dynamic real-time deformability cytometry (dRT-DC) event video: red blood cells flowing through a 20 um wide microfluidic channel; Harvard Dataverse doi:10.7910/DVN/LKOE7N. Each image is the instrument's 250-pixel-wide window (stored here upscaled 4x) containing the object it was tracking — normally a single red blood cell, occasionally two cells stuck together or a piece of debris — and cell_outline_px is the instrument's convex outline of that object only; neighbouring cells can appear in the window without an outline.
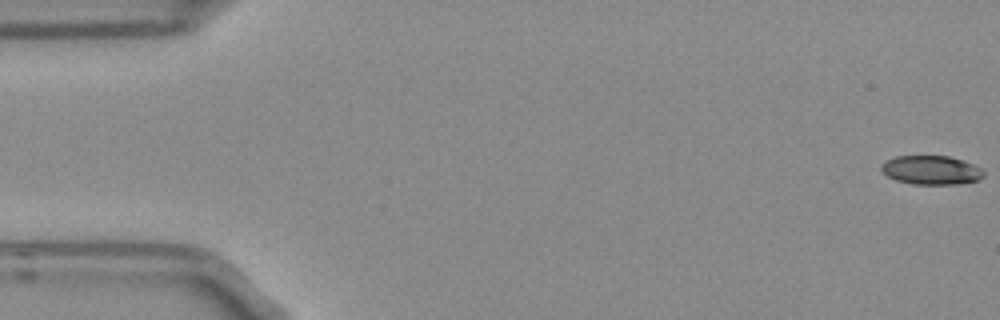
{"species": "Egyptian fruit bat (a non-hibernating species)", "species_latin": "Rousettus aegyptiacus", "temperature_condition": "room temperature", "stored_images_in_passage": 6, "camera_frame_rate_fps": 3000, "um_per_image_px": 0.085, "frame": {"image": 1, "passage_image": 1, "time_ms": 0.0, "image_size_px": [1000, 320], "cell_outline_px": [[984, 176], [976, 180], [956, 184], [912, 184], [896, 180], [888, 176], [880, 168], [880, 164], [884, 160], [896, 156], [948, 156], [972, 164], [980, 168], [984, 172]], "centroid_in_image_um": [79.1, 14.45], "position_along_channel_um": 5.9, "area_um2": 17.11}}